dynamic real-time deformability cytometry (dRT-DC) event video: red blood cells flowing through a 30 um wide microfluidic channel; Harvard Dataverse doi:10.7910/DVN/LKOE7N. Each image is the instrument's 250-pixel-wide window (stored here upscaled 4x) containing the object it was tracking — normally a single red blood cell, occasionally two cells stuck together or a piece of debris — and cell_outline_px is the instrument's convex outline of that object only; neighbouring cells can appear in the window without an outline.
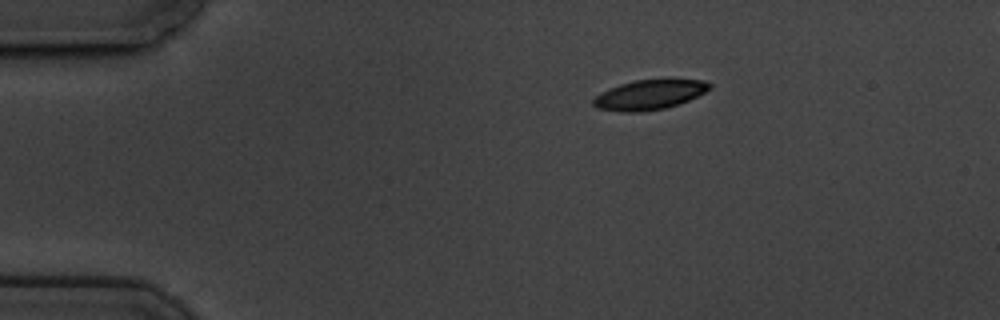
{"species": "common noctule bat (a hibernating species)", "species_latin": "Nyctalus noctula", "temperature_condition": "cold", "stored_images_in_passage": 50, "camera_frame_rate_fps": 3000, "um_per_image_px": 0.085, "animal": {"sex": "male", "body_mass_g": 19.5, "forearm_length_mm": 54.6}, "frame": {"image": 1, "passage_image": 1, "time_ms": 0.0, "image_size_px": [1000, 320], "cell_outline_px": [[712, 88], [688, 100], [664, 108], [640, 112], [624, 112], [596, 108], [592, 104], [592, 100], [600, 92], [608, 88], [620, 84], [636, 80], [668, 76], [704, 80], [712, 84]], "centroid_in_image_um": [55.23, 7.99], "position_along_channel_um": 29.8, "area_um2": 20.92}}
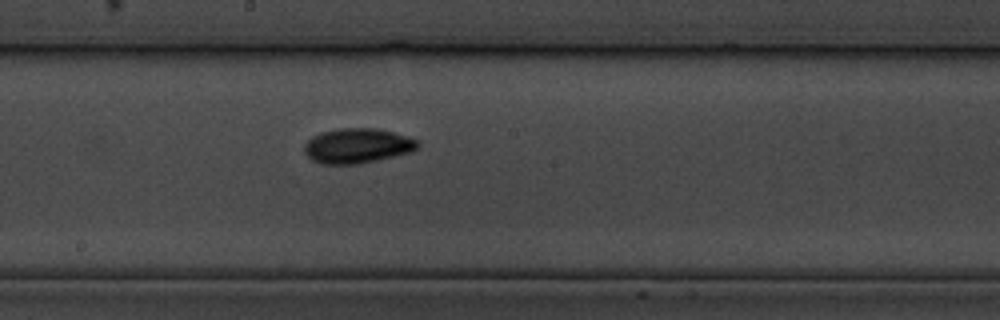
{"frame": {"image": 2, "passage_image": 23, "time_ms": 7.333, "image_size_px": [1000, 320], "cell_outline_px": [[420, 148], [412, 152], [360, 164], [320, 164], [312, 160], [304, 152], [304, 144], [312, 136], [320, 132], [340, 128], [376, 128], [408, 136], [420, 140]], "centroid_in_image_um": [30.4, 12.39], "position_along_channel_um": 217.8, "area_um2": 23.41}}
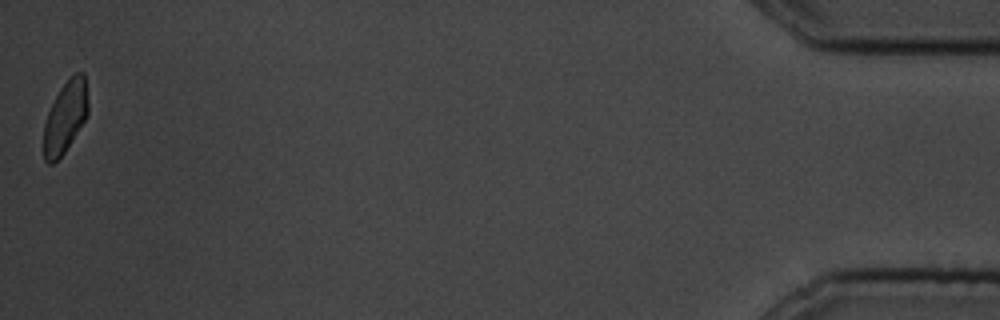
{"frame": {"image": 3, "passage_image": 50, "time_ms": 16.333, "image_size_px": [1000, 320], "cell_outline_px": [[88, 112], [84, 120], [64, 152], [52, 164], [48, 164], [44, 160], [44, 124], [48, 112], [60, 88], [76, 72], [84, 72], [88, 100]], "centroid_in_image_um": [5.55, 9.94], "position_along_channel_um": 429.7, "area_um2": 18.15}, "authors_computed_cell_mechanics": {"area_um2": 20.9525, "velocity_mm_per_s": 3.3564, "shape_relaxation_time_tau1_ms": 3.2523, "shape_relaxation_time_tau2_ms": 9.9312, "deformation_change_tau1": 0.1221, "deformation_change_tau2": 0.1078}}